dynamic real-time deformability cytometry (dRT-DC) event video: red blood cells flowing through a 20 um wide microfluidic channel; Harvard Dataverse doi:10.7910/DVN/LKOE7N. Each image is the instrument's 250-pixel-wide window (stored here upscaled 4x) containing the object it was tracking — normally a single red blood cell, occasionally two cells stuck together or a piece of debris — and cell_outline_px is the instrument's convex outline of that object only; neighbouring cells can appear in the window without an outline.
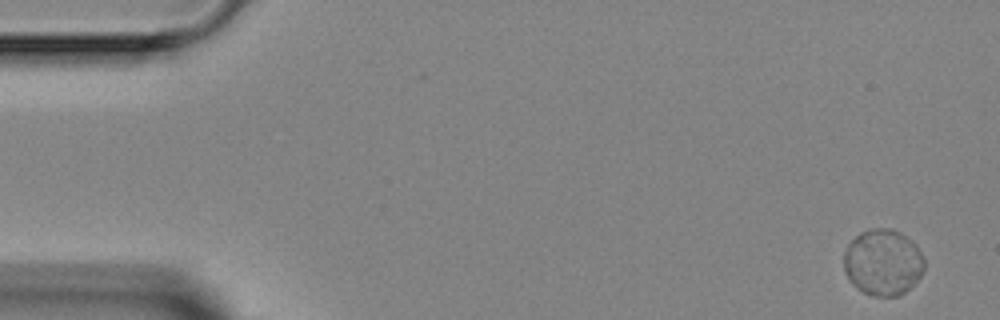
{"species": "Egyptian fruit bat (a non-hibernating species)", "species_latin": "Rousettus aegyptiacus", "temperature_condition": "room temperature", "stored_images_in_passage": 7, "camera_frame_rate_fps": 3000, "um_per_image_px": 0.085, "animal": {"sex": "female"}, "frame": {"image": 1, "passage_image": 1, "time_ms": 0.0, "image_size_px": [1000, 320], "cell_outline_px": [[924, 268], [920, 276], [900, 296], [872, 296], [856, 288], [848, 280], [844, 272], [844, 252], [848, 244], [860, 232], [872, 228], [892, 228], [900, 232], [916, 244], [924, 256]], "centroid_in_image_um": [75.04, 22.29], "position_along_channel_um": 10.0, "area_um2": 31.27}}
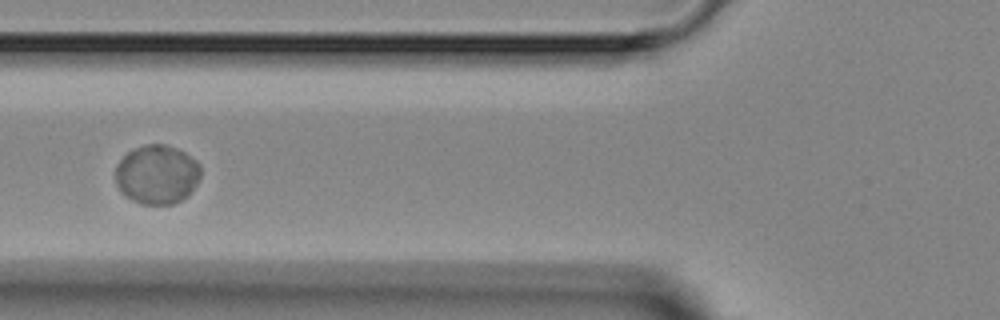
{"frame": {"image": 2, "passage_image": 6, "time_ms": 5.667, "image_size_px": [1000, 320], "cell_outline_px": [[200, 176], [196, 184], [188, 196], [172, 204], [140, 204], [132, 200], [120, 192], [116, 184], [116, 168], [120, 160], [128, 152], [144, 144], [164, 144], [176, 148], [184, 152], [196, 160], [200, 164]], "centroid_in_image_um": [13.34, 14.84], "position_along_channel_um": 112.5, "area_um2": 29.36}}
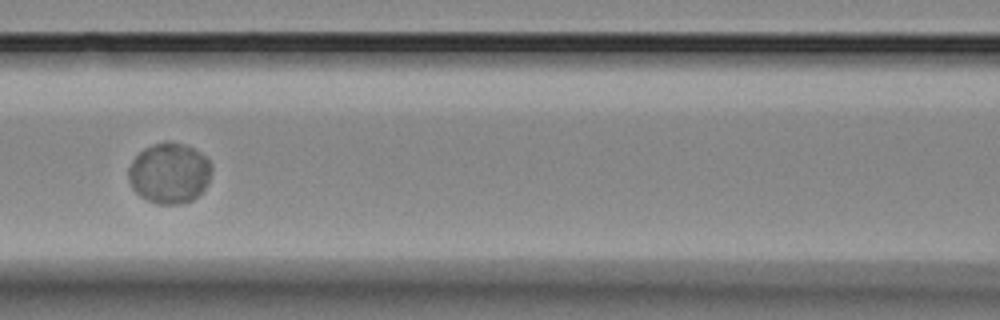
{"frame": {"image": 3, "passage_image": 7, "time_ms": 6.667, "image_size_px": [1000, 320], "cell_outline_px": [[212, 168], [208, 180], [204, 188], [192, 200], [180, 204], [156, 204], [140, 196], [132, 188], [128, 180], [128, 168], [132, 160], [144, 148], [152, 144], [164, 140], [168, 140], [184, 144], [200, 152], [212, 164]], "centroid_in_image_um": [14.37, 14.7], "position_along_channel_um": 152.2, "area_um2": 29.48}}